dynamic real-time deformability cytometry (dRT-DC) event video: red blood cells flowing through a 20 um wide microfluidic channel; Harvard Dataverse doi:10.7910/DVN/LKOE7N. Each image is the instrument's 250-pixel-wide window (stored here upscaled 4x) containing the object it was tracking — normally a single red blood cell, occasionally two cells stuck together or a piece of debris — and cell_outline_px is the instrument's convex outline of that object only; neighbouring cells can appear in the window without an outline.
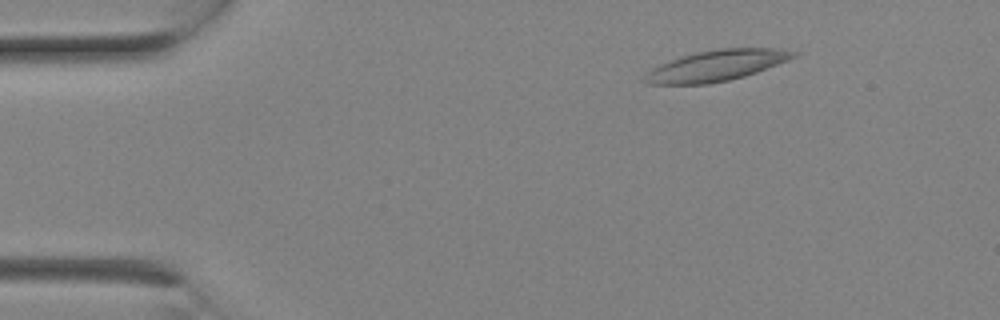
{"species": "Egyptian fruit bat (a non-hibernating species)", "species_latin": "Rousettus aegyptiacus", "temperature_condition": "room temperature", "stored_images_in_passage": 2, "camera_frame_rate_fps": 3000, "um_per_image_px": 0.085, "animal": {"sex": "female"}, "frame": {"image": 1, "passage_image": 1, "time_ms": 0.0, "image_size_px": [1000, 320], "cell_outline_px": [[800, 52], [796, 56], [788, 60], [756, 72], [744, 76], [728, 80], [708, 84], [644, 84], [640, 80], [640, 76], [652, 68], [660, 64], [696, 52], [716, 48], [772, 48]], "centroid_in_image_um": [60.83, 5.58], "position_along_channel_um": 24.2, "area_um2": 26.76}}